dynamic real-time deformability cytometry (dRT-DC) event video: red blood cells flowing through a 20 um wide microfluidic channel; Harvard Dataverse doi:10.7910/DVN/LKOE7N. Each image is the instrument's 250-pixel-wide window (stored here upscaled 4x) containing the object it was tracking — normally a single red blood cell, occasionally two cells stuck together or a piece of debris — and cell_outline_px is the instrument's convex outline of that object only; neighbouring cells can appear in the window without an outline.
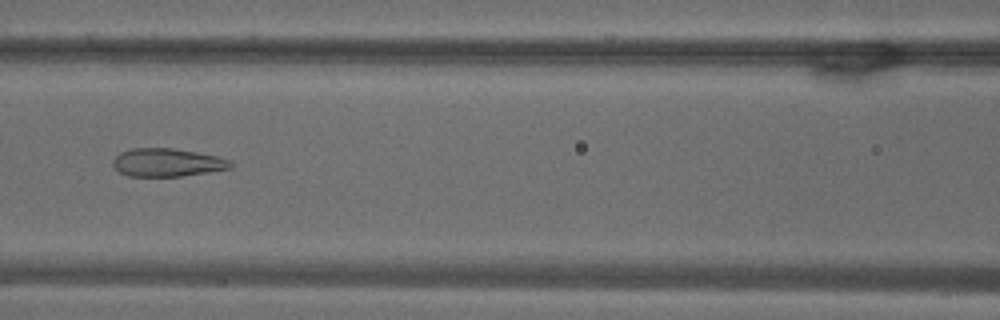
{"species": "common noctule bat (a hibernating species)", "species_latin": "Nyctalus noctula", "temperature_condition": "warm", "stored_images_in_passage": 53, "camera_frame_rate_fps": 3000, "um_per_image_px": 0.085, "animal": {"sex": "male", "body_mass_g": 18.8}, "frame": {"image": 1, "passage_image": 23, "time_ms": 7.333, "image_size_px": [1000, 320], "cell_outline_px": [[232, 168], [180, 176], [128, 176], [120, 172], [112, 164], [112, 160], [120, 152], [132, 148], [172, 148], [196, 152], [216, 156], [232, 160]], "centroid_in_image_um": [14.2, 13.8], "position_along_channel_um": 152.4, "area_um2": 19.19}}
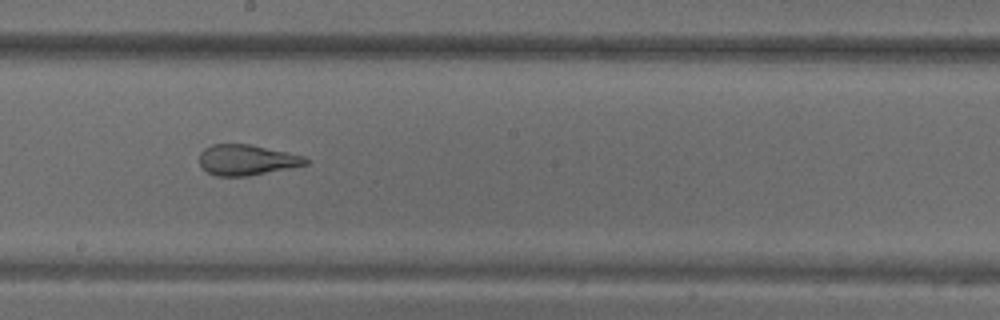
{"frame": {"image": 2, "passage_image": 29, "time_ms": 9.333, "image_size_px": [1000, 320], "cell_outline_px": [[308, 164], [248, 176], [216, 176], [208, 172], [200, 164], [200, 152], [204, 148], [212, 144], [248, 144], [288, 152], [304, 156], [308, 160]], "centroid_in_image_um": [20.96, 13.59], "position_along_channel_um": 227.2, "area_um2": 18.79}}
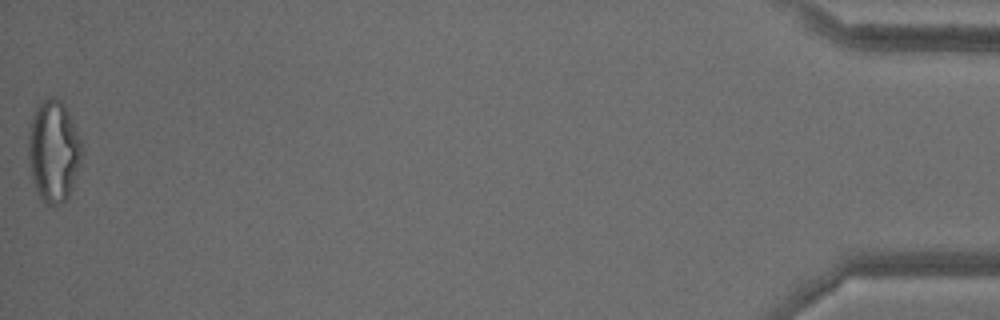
{"frame": {"image": 3, "passage_image": 53, "time_ms": 17.333, "image_size_px": [1000, 320], "cell_outline_px": [[80, 160], [68, 196], [60, 204], [44, 204], [36, 192], [32, 176], [28, 156], [28, 124], [36, 108], [44, 100], [52, 96], [60, 100], [68, 112], [72, 120], [80, 140]], "centroid_in_image_um": [4.5, 12.83], "position_along_channel_um": 430.7, "area_um2": 31.1}, "authors_computed_cell_mechanics": {"area_um2": 24.7962, "velocity_mm_per_s": 3.7535, "shape_relaxation_time_tau1_ms": null, "shape_relaxation_time_tau2_ms": 1.2791, "deformation_change_tau1": null, "deformation_change_tau2": 0.1043}}